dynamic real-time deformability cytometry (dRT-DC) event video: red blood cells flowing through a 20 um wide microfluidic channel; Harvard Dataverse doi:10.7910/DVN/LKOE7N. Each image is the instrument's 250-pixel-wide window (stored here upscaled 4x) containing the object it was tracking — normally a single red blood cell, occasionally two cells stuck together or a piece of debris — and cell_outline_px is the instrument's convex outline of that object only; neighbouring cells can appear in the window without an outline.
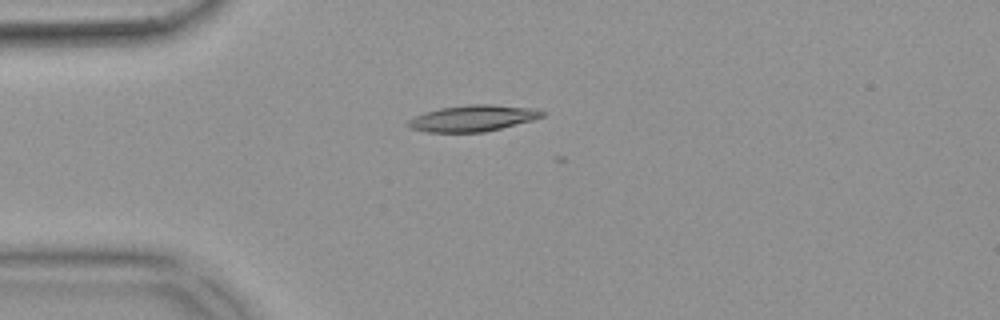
{"species": "common noctule bat (a hibernating species)", "species_latin": "Nyctalus noctula", "temperature_condition": "warm", "stored_images_in_passage": 2, "camera_frame_rate_fps": 3000, "um_per_image_px": 0.085, "animal": {"sex": "female", "body_mass_g": 18.4}, "frame": {"image": 1, "passage_image": 1, "time_ms": 0.0, "image_size_px": [1000, 320], "cell_outline_px": [[544, 116], [532, 120], [484, 132], [428, 132], [408, 128], [404, 124], [408, 120], [424, 112], [440, 108], [468, 104], [492, 104], [536, 108], [544, 112]], "centroid_in_image_um": [40.15, 10.04], "position_along_channel_um": 44.8, "area_um2": 20.58}}